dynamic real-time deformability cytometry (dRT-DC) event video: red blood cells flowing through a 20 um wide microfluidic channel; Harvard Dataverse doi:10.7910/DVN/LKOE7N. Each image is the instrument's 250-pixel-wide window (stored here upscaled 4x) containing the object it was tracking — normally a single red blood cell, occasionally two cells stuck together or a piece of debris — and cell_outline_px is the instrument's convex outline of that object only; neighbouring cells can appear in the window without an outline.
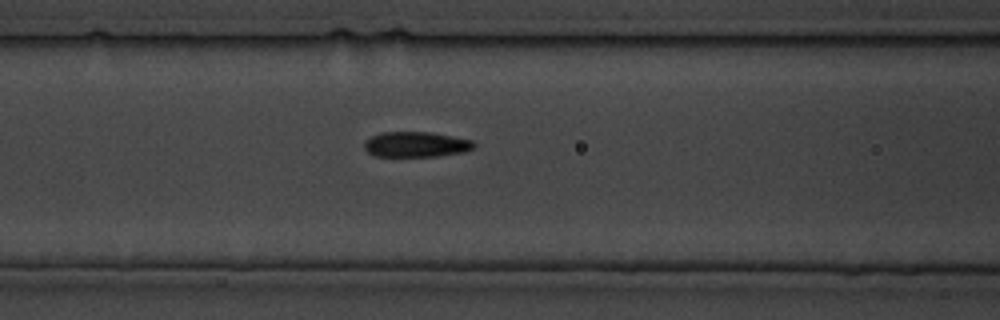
{"species": "common noctule bat (a hibernating species)", "species_latin": "Nyctalus noctula", "temperature_condition": "cold", "stored_images_in_passage": 20, "camera_frame_rate_fps": 3000, "um_per_image_px": 0.085, "animal": {"sex": "male", "body_mass_g": 19.5, "forearm_length_mm": 54.6}, "frame": {"image": 1, "passage_image": 6, "time_ms": 5.667, "image_size_px": [1000, 320], "cell_outline_px": [[476, 144], [472, 148], [464, 152], [436, 156], [376, 156], [368, 152], [364, 148], [364, 140], [380, 132], [432, 132], [472, 140]], "centroid_in_image_um": [35.34, 12.27], "position_along_channel_um": 131.3, "area_um2": 16.18}}
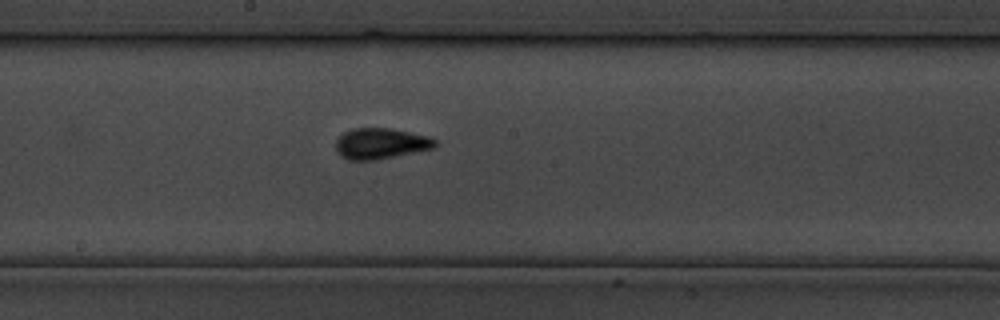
{"frame": {"image": 2, "passage_image": 10, "time_ms": 11.0, "image_size_px": [1000, 320], "cell_outline_px": [[436, 148], [376, 160], [348, 160], [340, 156], [336, 152], [336, 140], [344, 132], [352, 128], [388, 128], [428, 136], [436, 140]], "centroid_in_image_um": [32.34, 12.21], "position_along_channel_um": 215.9, "area_um2": 17.92}}
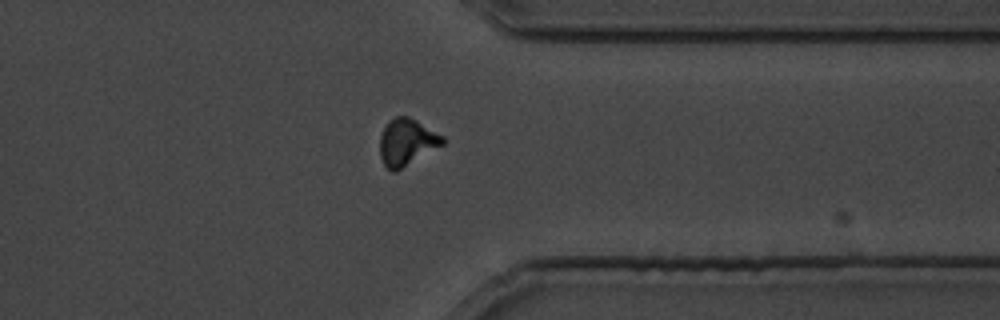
{"frame": {"image": 3, "passage_image": 19, "time_ms": 21.333, "image_size_px": [1000, 320], "cell_outline_px": [[444, 144], [396, 172], [392, 172], [384, 164], [380, 156], [380, 136], [388, 120], [396, 116], [408, 116], [416, 120], [444, 136]], "centroid_in_image_um": [34.57, 12.08], "position_along_channel_um": 376.8, "area_um2": 17.11}}